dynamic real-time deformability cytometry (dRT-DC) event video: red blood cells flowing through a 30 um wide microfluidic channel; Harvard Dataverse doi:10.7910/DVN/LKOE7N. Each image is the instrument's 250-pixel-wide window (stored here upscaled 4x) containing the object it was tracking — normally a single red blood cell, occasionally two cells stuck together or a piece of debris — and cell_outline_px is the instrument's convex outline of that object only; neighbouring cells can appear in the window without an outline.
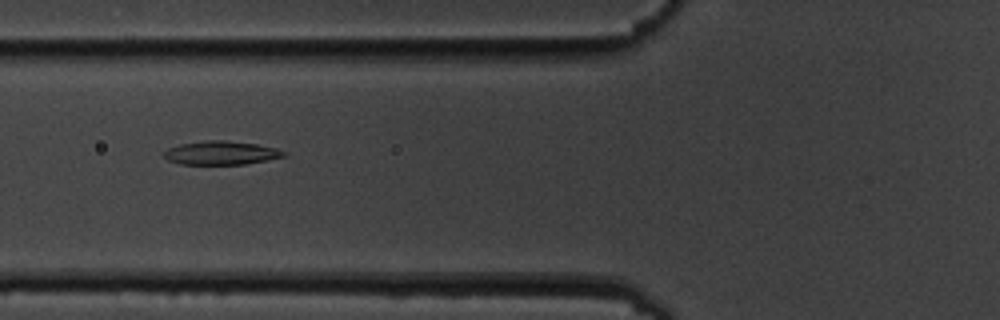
{"species": "common noctule bat (a hibernating species)", "species_latin": "Nyctalus noctula", "temperature_condition": "cold", "stored_images_in_passage": 15, "segment_of_instrument_passage": [1, 2], "camera_frame_rate_fps": 3000, "um_per_image_px": 0.085, "animal": {"sex": "male", "body_mass_g": 19.5, "forearm_length_mm": 54.6}, "frame": {"image": 1, "passage_image": 6, "time_ms": 6.667, "image_size_px": [1000, 320], "cell_outline_px": [[288, 152], [284, 156], [268, 160], [244, 164], [180, 164], [168, 160], [164, 156], [164, 152], [168, 148], [180, 144], [204, 140], [224, 140], [256, 144], [276, 148]], "centroid_in_image_um": [18.8, 12.99], "position_along_channel_um": 107.0, "area_um2": 16.47}}
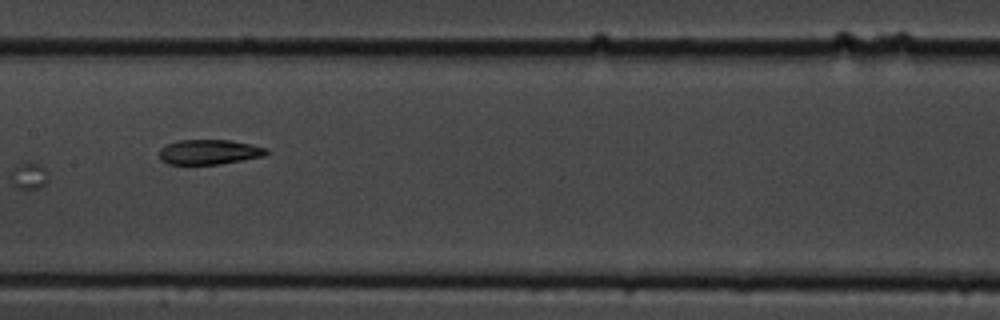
{"frame": {"image": 2, "passage_image": 8, "time_ms": 9.0, "image_size_px": [1000, 320], "cell_outline_px": [[268, 152], [264, 156], [220, 164], [168, 164], [160, 160], [160, 148], [164, 144], [176, 140], [228, 140], [252, 144], [268, 148]], "centroid_in_image_um": [17.76, 12.91], "position_along_channel_um": 189.6, "area_um2": 15.66}}
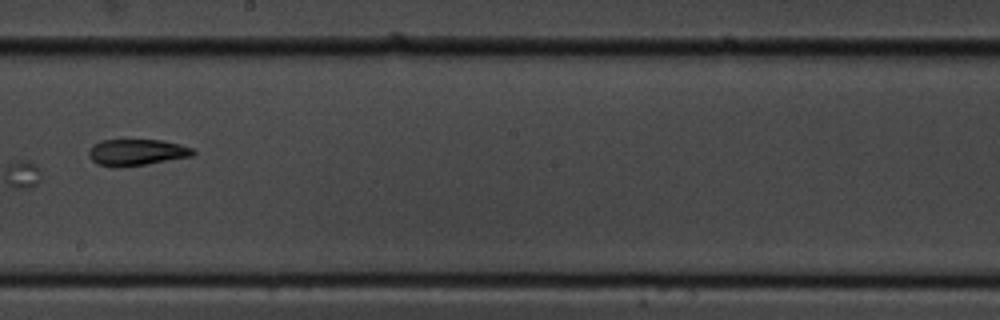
{"frame": {"image": 3, "passage_image": 9, "time_ms": 10.333, "image_size_px": [1000, 320], "cell_outline_px": [[196, 152], [192, 156], [148, 164], [100, 164], [92, 160], [88, 152], [92, 144], [100, 140], [160, 140], [180, 144], [192, 148]], "centroid_in_image_um": [11.67, 12.9], "position_along_channel_um": 236.5, "area_um2": 15.37}}